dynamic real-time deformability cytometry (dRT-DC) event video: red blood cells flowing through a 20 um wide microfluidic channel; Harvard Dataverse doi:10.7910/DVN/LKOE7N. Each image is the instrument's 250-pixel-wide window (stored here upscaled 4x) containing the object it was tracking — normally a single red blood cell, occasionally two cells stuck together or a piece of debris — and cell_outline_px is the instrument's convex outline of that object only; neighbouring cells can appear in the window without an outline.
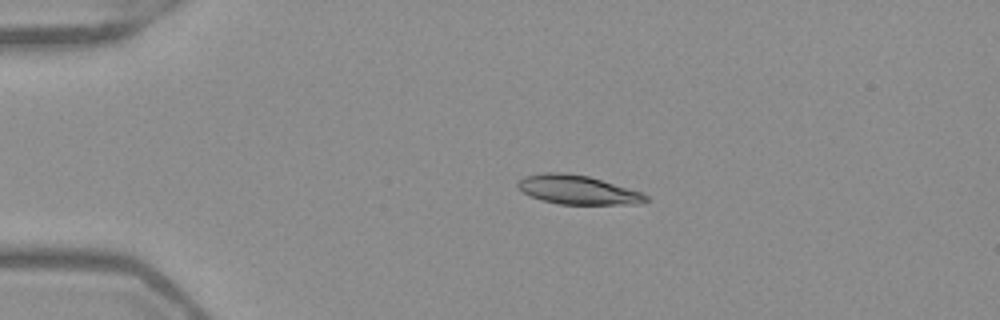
{"species": "Egyptian fruit bat (a non-hibernating species)", "species_latin": "Rousettus aegyptiacus", "temperature_condition": "warm", "stored_images_in_passage": 42, "camera_frame_rate_fps": 3000, "um_per_image_px": 0.085, "frame": {"image": 1, "passage_image": 1, "time_ms": 0.0, "image_size_px": [1000, 320], "cell_outline_px": [[648, 200], [636, 204], [560, 204], [528, 196], [516, 184], [524, 176], [544, 172], [564, 172], [588, 176], [628, 188], [640, 192], [648, 196]], "centroid_in_image_um": [49.07, 16.13], "position_along_channel_um": 35.9, "area_um2": 21.39}}
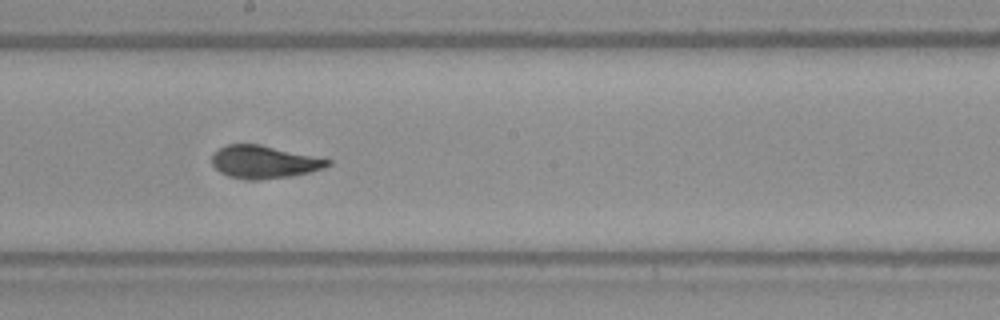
{"frame": {"image": 2, "passage_image": 19, "time_ms": 6.0, "image_size_px": [1000, 320], "cell_outline_px": [[332, 164], [324, 168], [308, 172], [288, 176], [232, 176], [220, 172], [212, 164], [212, 152], [228, 144], [260, 144], [332, 160]], "centroid_in_image_um": [22.46, 13.69], "position_along_channel_um": 225.7, "area_um2": 20.92}}
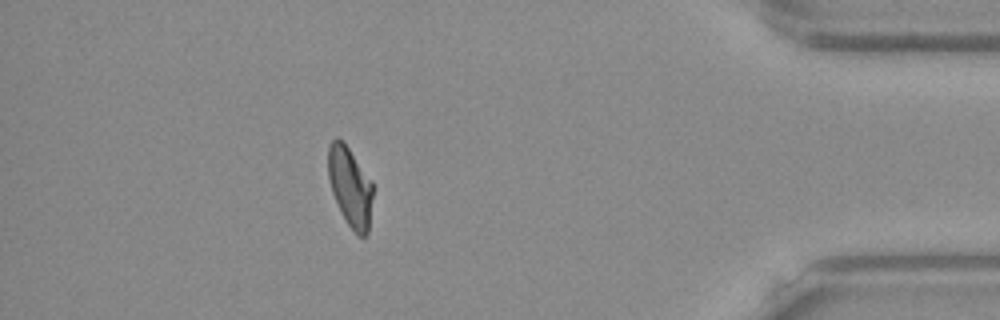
{"frame": {"image": 3, "passage_image": 36, "time_ms": 11.667, "image_size_px": [1000, 320], "cell_outline_px": [[372, 196], [368, 236], [360, 236], [348, 224], [332, 192], [328, 176], [328, 144], [336, 136], [348, 148], [372, 180]], "centroid_in_image_um": [29.76, 15.85], "position_along_channel_um": 405.4, "area_um2": 20.35}, "authors_computed_cell_mechanics": {"area_um2": 21.5883, "velocity_mm_per_s": 3.9311, "shape_relaxation_time_tau1_ms": 3.6946, "shape_relaxation_time_tau2_ms": 1.9918, "deformation_change_tau1": 0.1764, "deformation_change_tau2": 0.0886}}